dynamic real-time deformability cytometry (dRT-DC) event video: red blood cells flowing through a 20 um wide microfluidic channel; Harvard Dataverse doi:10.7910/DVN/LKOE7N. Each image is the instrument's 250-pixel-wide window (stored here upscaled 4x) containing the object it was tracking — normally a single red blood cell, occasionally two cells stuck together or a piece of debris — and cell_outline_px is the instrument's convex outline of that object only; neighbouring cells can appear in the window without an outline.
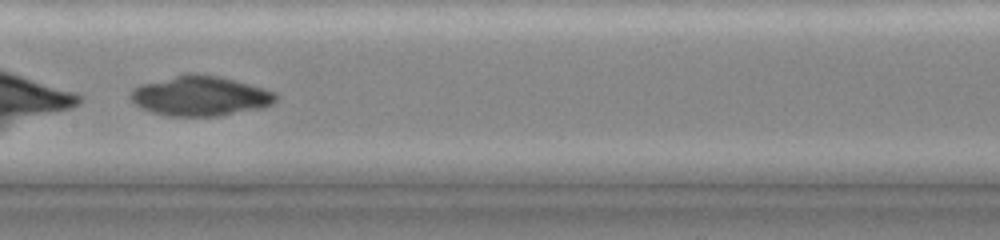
{"species": "common noctule bat (a hibernating species)", "species_latin": "Nyctalus noctula", "temperature_condition": "cold", "stored_images_in_passage": 15, "camera_frame_rate_fps": 3000, "um_per_image_px": 0.085, "animal": {"sex": "female", "body_mass_g": 19.0, "forearm_length_mm": 51.5}, "frame": {"image": 1, "passage_image": 10, "time_ms": 7.0, "image_size_px": [1000, 240], "cell_outline_px": [[280, 96], [272, 104], [260, 108], [220, 116], [172, 116], [152, 112], [140, 108], [128, 96], [132, 88], [140, 84], [188, 72], [196, 72], [220, 76], [236, 80], [264, 88], [276, 92]], "centroid_in_image_um": [17.02, 8.14], "position_along_channel_um": 190.4, "area_um2": 34.22}}